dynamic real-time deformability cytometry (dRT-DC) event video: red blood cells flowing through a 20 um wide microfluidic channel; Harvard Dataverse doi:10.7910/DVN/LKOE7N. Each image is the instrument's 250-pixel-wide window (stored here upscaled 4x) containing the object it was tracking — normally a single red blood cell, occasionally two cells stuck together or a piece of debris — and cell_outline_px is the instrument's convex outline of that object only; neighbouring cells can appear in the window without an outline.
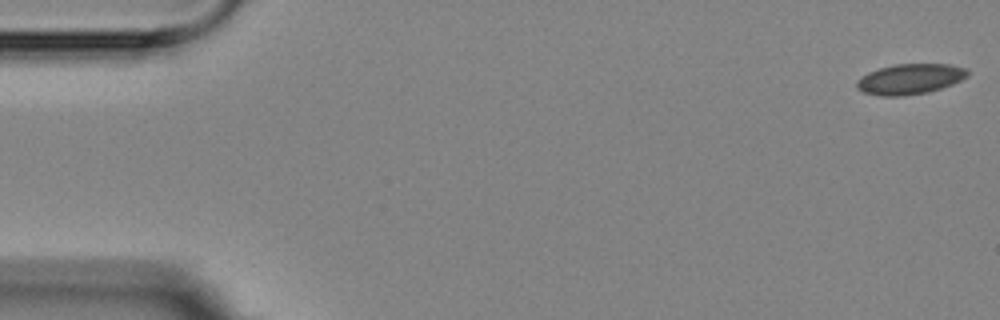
{"species": "Egyptian fruit bat (a non-hibernating species)", "species_latin": "Rousettus aegyptiacus", "temperature_condition": "room temperature", "stored_images_in_passage": 6, "camera_frame_rate_fps": 3000, "um_per_image_px": 0.085, "animal": {"sex": "female"}, "frame": {"image": 1, "passage_image": 1, "time_ms": 0.0, "image_size_px": [1000, 320], "cell_outline_px": [[968, 76], [952, 84], [928, 92], [900, 96], [880, 96], [864, 92], [856, 88], [856, 80], [868, 72], [880, 68], [896, 64], [948, 64], [968, 68]], "centroid_in_image_um": [77.34, 6.71], "position_along_channel_um": 7.7, "area_um2": 19.59}}
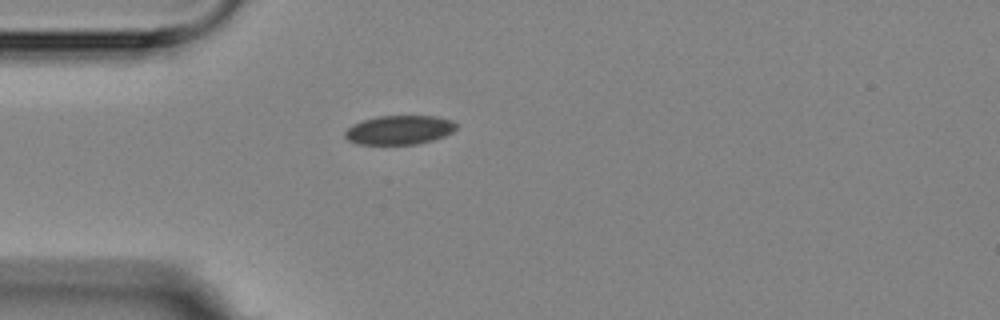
{"frame": {"image": 2, "passage_image": 5, "time_ms": 4.667, "image_size_px": [1000, 320], "cell_outline_px": [[460, 124], [452, 132], [444, 136], [432, 140], [416, 144], [356, 144], [348, 140], [344, 136], [344, 132], [352, 124], [376, 116], [436, 116], [452, 120]], "centroid_in_image_um": [33.95, 11.04], "position_along_channel_um": 51.0, "area_um2": 18.96}}